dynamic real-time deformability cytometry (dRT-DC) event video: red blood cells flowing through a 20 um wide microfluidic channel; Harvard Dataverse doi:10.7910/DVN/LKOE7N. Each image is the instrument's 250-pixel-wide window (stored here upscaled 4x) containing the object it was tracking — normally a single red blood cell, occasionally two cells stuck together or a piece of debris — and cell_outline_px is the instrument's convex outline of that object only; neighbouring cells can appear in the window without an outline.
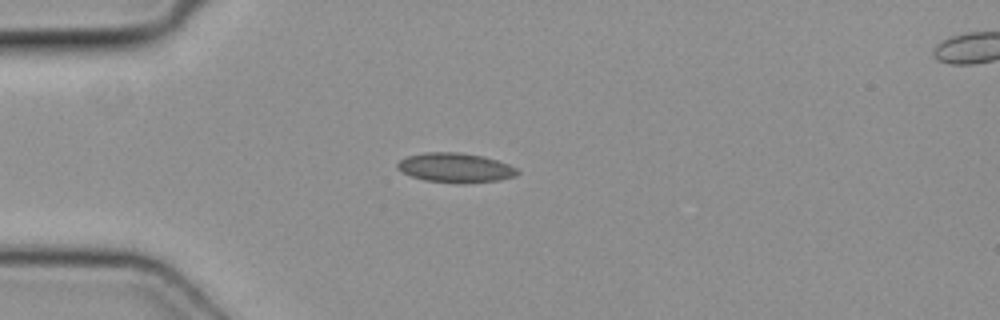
{"species": "common noctule bat (a hibernating species)", "species_latin": "Nyctalus noctula", "temperature_condition": "cold", "stored_images_in_passage": 35, "camera_frame_rate_fps": 3000, "um_per_image_px": 0.085, "animal": {"sex": "female", "body_mass_g": 19.3, "forearm_length_mm": 54.1}, "frame": {"image": 1, "passage_image": 1, "time_ms": 0.0, "image_size_px": [1000, 320], "cell_outline_px": [[520, 172], [516, 176], [500, 180], [464, 184], [460, 184], [424, 180], [412, 176], [396, 168], [396, 164], [400, 160], [408, 156], [424, 152], [460, 152], [484, 156], [508, 164], [516, 168]], "centroid_in_image_um": [38.73, 14.26], "position_along_channel_um": 46.3, "area_um2": 20.81}}
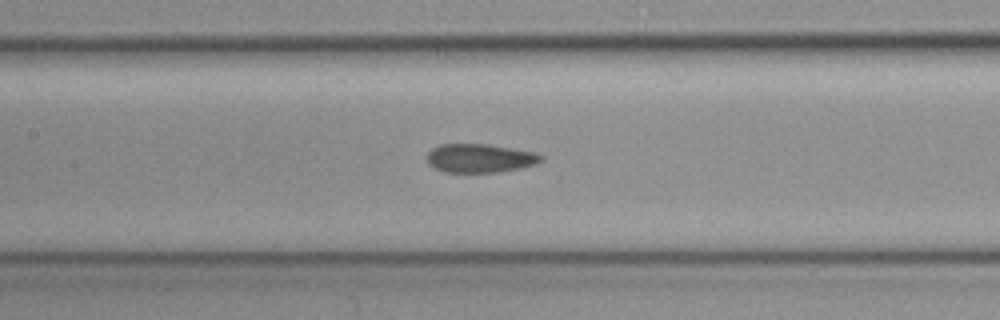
{"frame": {"image": 2, "passage_image": 11, "time_ms": 3.333, "image_size_px": [1000, 320], "cell_outline_px": [[544, 160], [536, 164], [520, 168], [500, 172], [444, 172], [428, 164], [428, 152], [432, 148], [440, 144], [488, 144], [536, 152], [544, 156]], "centroid_in_image_um": [40.83, 13.44], "position_along_channel_um": 166.6, "area_um2": 19.19}}
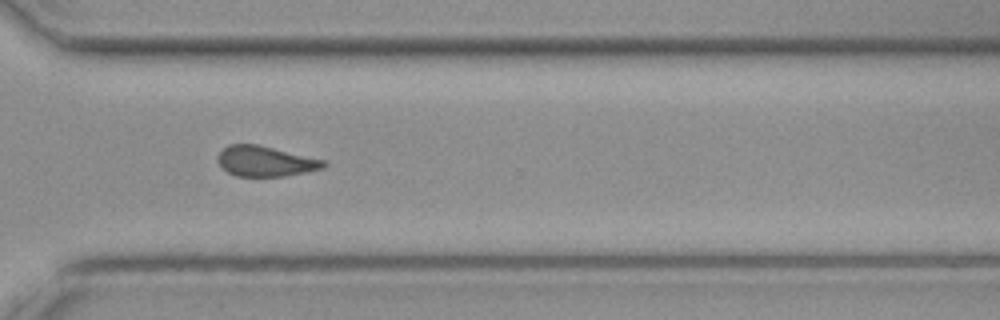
{"frame": {"image": 3, "passage_image": 24, "time_ms": 7.667, "image_size_px": [1000, 320], "cell_outline_px": [[328, 164], [324, 168], [284, 176], [236, 176], [228, 172], [216, 160], [216, 156], [228, 144], [256, 144], [324, 160]], "centroid_in_image_um": [22.53, 13.7], "position_along_channel_um": 348.1, "area_um2": 18.5}}